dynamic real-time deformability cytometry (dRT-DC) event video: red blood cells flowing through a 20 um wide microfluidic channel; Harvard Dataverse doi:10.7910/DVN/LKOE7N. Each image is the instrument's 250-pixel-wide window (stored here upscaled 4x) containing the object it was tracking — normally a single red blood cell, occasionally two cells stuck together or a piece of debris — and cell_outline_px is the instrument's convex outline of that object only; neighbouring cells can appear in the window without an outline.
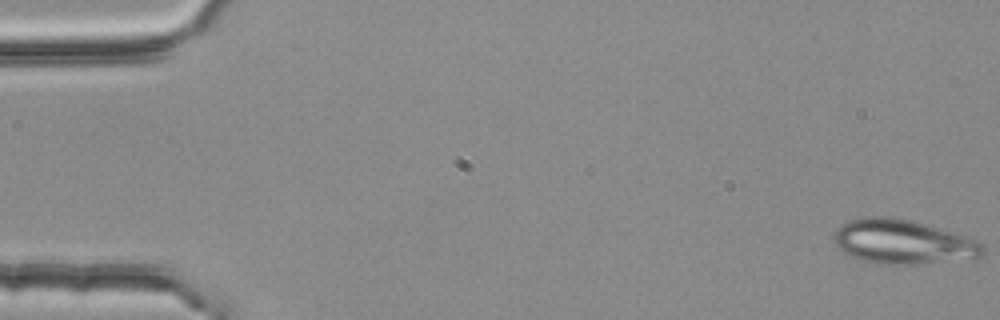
{"species": "common noctule bat (a hibernating species)", "species_latin": "Nyctalus noctula", "temperature_condition": "room temperature", "stored_images_in_passage": 53, "camera_frame_rate_fps": 3000, "um_per_image_px": 0.085, "animal": {"sex": "female", "body_mass_g": 25.1}, "frame": {"image": 1, "passage_image": 1, "time_ms": 0.0, "image_size_px": [1000, 320], "cell_outline_px": [[984, 252], [976, 260], [912, 264], [884, 264], [860, 260], [844, 252], [836, 244], [832, 236], [836, 228], [840, 224], [848, 220], [864, 216], [888, 216], [912, 220], [964, 236], [980, 244], [984, 248]], "centroid_in_image_um": [76.72, 20.56], "position_along_channel_um": 8.3, "area_um2": 38.61}}
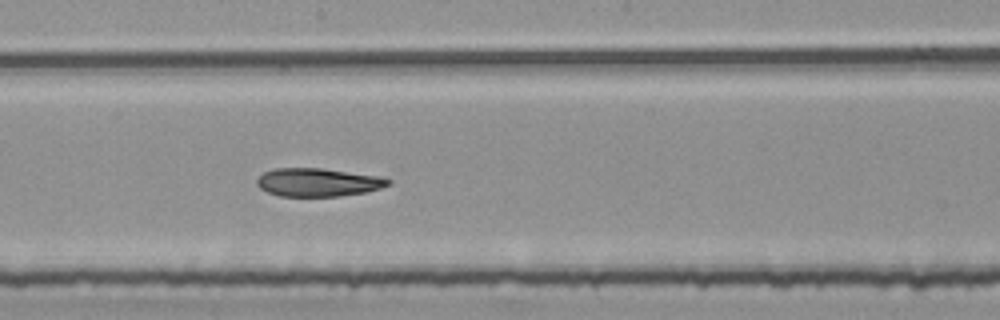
{"frame": {"image": 2, "passage_image": 30, "time_ms": 9.667, "image_size_px": [1000, 320], "cell_outline_px": [[392, 180], [388, 184], [380, 188], [364, 192], [340, 196], [280, 196], [268, 192], [260, 188], [256, 184], [256, 180], [264, 172], [276, 168], [320, 168], [376, 176]], "centroid_in_image_um": [26.97, 15.5], "position_along_channel_um": 221.2, "area_um2": 21.27}}
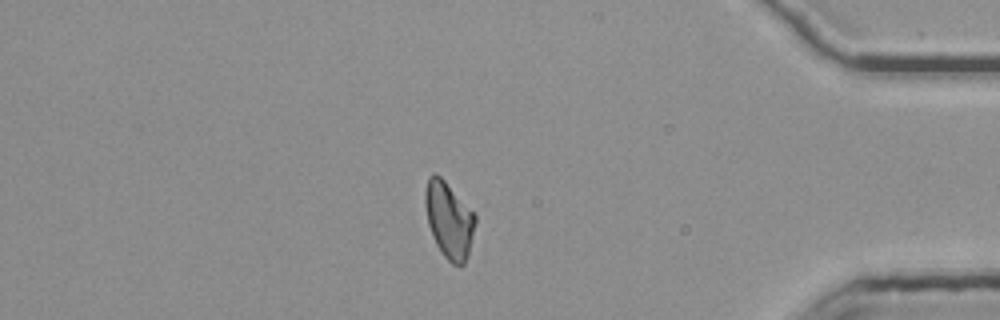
{"frame": {"image": 3, "passage_image": 47, "time_ms": 15.333, "image_size_px": [1000, 320], "cell_outline_px": [[476, 220], [468, 256], [464, 264], [460, 268], [452, 264], [444, 256], [436, 244], [428, 224], [424, 204], [424, 188], [428, 176], [436, 172], [444, 180], [476, 216]], "centroid_in_image_um": [38.14, 18.7], "position_along_channel_um": 397.1, "area_um2": 22.25}, "authors_computed_cell_mechanics": {"area_um2": 22.4842, "velocity_mm_per_s": 3.7482, "shape_relaxation_time_tau1_ms": null, "shape_relaxation_time_tau2_ms": 5.2026, "deformation_change_tau1": null, "deformation_change_tau2": 0.1168}}